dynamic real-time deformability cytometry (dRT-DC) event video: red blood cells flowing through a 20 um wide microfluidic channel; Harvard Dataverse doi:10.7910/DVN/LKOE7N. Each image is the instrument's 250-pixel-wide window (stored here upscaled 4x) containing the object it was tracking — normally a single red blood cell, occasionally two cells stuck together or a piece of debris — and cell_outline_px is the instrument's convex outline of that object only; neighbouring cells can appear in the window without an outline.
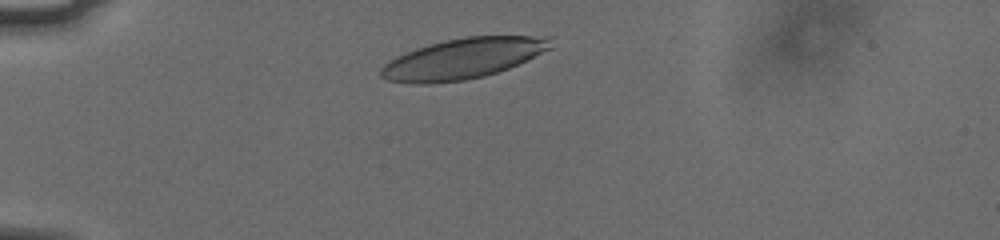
{"species": "human", "species_latin": "Homo sapiens", "temperature_condition": "cold", "stored_images_in_passage": 37, "camera_frame_rate_fps": 3000, "um_per_image_px": 0.085, "donor": {"sex": "male"}, "frame": {"image": 1, "passage_image": 4, "time_ms": 1.0, "image_size_px": [1000, 240], "cell_outline_px": [[552, 48], [508, 68], [484, 76], [464, 80], [428, 84], [412, 84], [388, 80], [380, 76], [380, 68], [384, 64], [396, 56], [416, 48], [428, 44], [464, 36], [552, 36]], "centroid_in_image_um": [39.34, 4.97], "position_along_channel_um": 45.7, "area_um2": 40.06}}
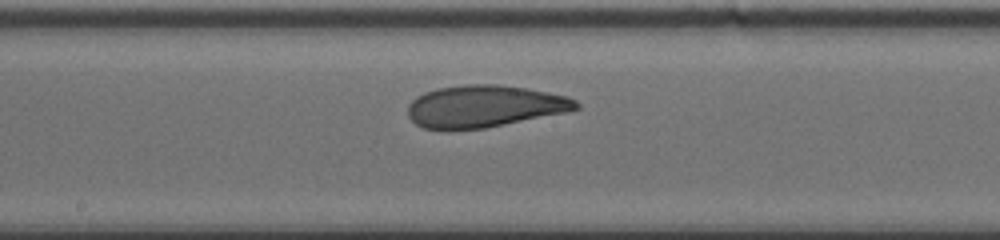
{"frame": {"image": 2, "passage_image": 20, "time_ms": 6.333, "image_size_px": [1000, 240], "cell_outline_px": [[580, 108], [568, 112], [484, 128], [424, 128], [416, 124], [408, 116], [408, 104], [416, 96], [424, 92], [436, 88], [464, 84], [496, 84], [524, 88], [568, 96], [576, 100], [580, 104]], "centroid_in_image_um": [41.19, 9.01], "position_along_channel_um": 207.0, "area_um2": 40.98}}
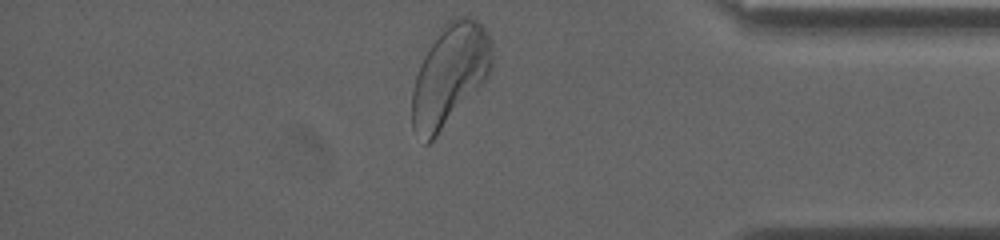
{"frame": {"image": 3, "passage_image": 37, "time_ms": 12.0, "image_size_px": [1000, 240], "cell_outline_px": [[492, 72], [436, 136], [428, 144], [424, 144], [412, 128], [412, 92], [416, 76], [420, 64], [424, 56], [444, 24], [448, 20], [456, 16], [468, 16], [476, 20], [484, 28], [492, 40]], "centroid_in_image_um": [38.23, 6.35], "position_along_channel_um": 397.0, "area_um2": 46.7}, "authors_computed_cell_mechanics": {"area_um2": 41.1536, "velocity_mm_per_s": 3.7276, "shape_relaxation_time_tau1_ms": 4.3483, "shape_relaxation_time_tau2_ms": 1.6917, "deformation_change_tau1": 0.1585, "deformation_change_tau2": 0.0924}}